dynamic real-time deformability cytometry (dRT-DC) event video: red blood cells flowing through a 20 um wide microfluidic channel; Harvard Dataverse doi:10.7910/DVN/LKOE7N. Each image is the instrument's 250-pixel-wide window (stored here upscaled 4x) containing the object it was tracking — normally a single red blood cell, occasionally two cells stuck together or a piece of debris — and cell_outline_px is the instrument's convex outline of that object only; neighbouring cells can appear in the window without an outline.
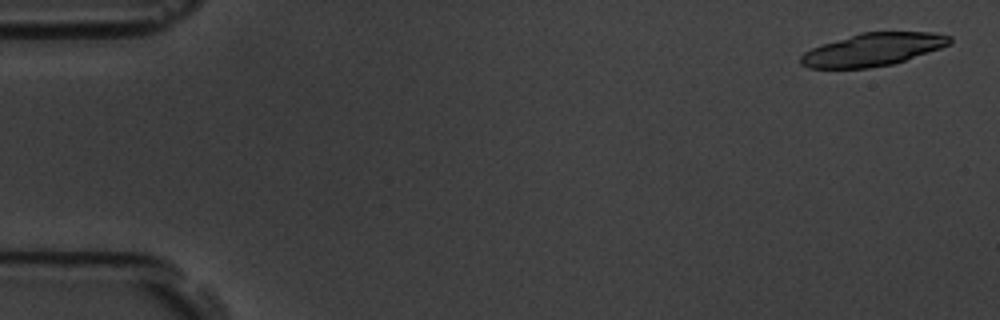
{"species": "common noctule bat (a hibernating species)", "species_latin": "Nyctalus noctula", "temperature_condition": "room temperature", "stored_images_in_passage": 5, "camera_frame_rate_fps": 3000, "um_per_image_px": 0.085, "animal": {"sex": "male", "body_mass_g": 19.5, "forearm_length_mm": 54.6}, "frame": {"image": 1, "passage_image": 1, "time_ms": 0.0, "image_size_px": [1000, 320], "cell_outline_px": [[952, 44], [892, 64], [868, 68], [808, 68], [800, 64], [800, 56], [804, 52], [812, 48], [860, 32], [932, 32], [952, 36]], "centroid_in_image_um": [74.2, 4.21], "position_along_channel_um": 10.8, "area_um2": 28.26}}